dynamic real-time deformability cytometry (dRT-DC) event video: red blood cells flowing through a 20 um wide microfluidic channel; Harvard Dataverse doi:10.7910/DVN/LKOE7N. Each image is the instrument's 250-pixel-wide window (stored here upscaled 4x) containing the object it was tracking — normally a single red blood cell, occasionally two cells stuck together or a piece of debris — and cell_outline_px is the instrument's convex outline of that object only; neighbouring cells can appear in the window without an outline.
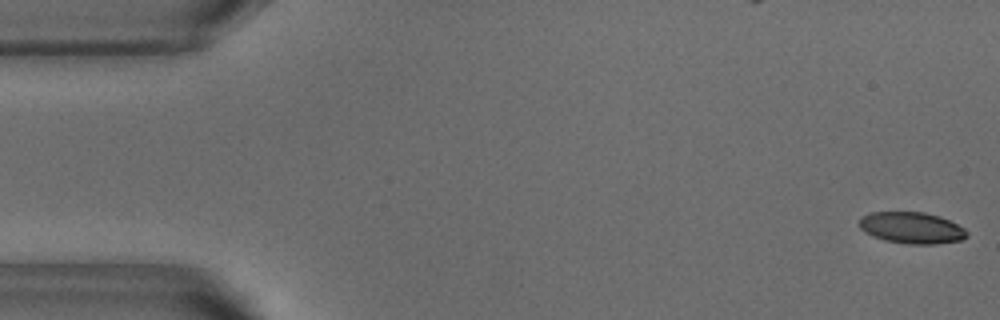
{"species": "common noctule bat (a hibernating species)", "species_latin": "Nyctalus noctula", "temperature_condition": "warm", "stored_images_in_passage": 48, "camera_frame_rate_fps": 3000, "um_per_image_px": 0.085, "animal": {"sex": "male", "body_mass_g": 18.8}, "frame": {"image": 1, "passage_image": 1, "time_ms": 0.0, "image_size_px": [1000, 320], "cell_outline_px": [[968, 236], [960, 240], [932, 244], [908, 244], [884, 240], [872, 236], [864, 232], [860, 228], [860, 220], [864, 216], [872, 212], [924, 212], [940, 216], [964, 228], [968, 232]], "centroid_in_image_um": [77.49, 19.37], "position_along_channel_um": 7.5, "area_um2": 19.59}}
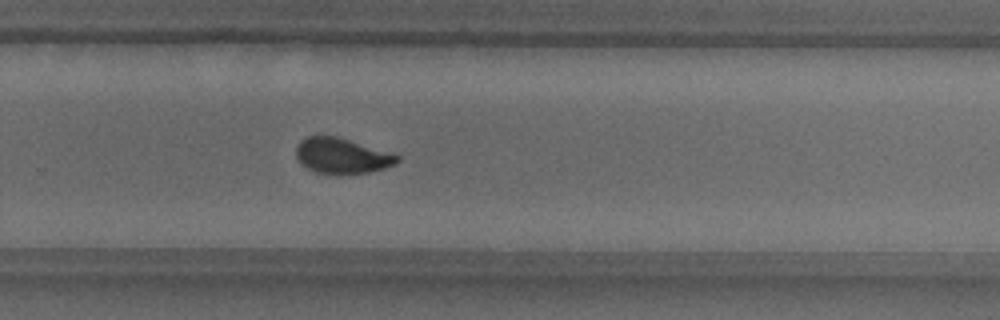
{"frame": {"image": 2, "passage_image": 34, "time_ms": 11.0, "image_size_px": [1000, 320], "cell_outline_px": [[400, 160], [396, 164], [384, 168], [368, 172], [316, 172], [300, 164], [296, 156], [296, 144], [304, 136], [336, 136], [400, 156]], "centroid_in_image_um": [29.01, 13.21], "position_along_channel_um": 300.8, "area_um2": 20.35}}
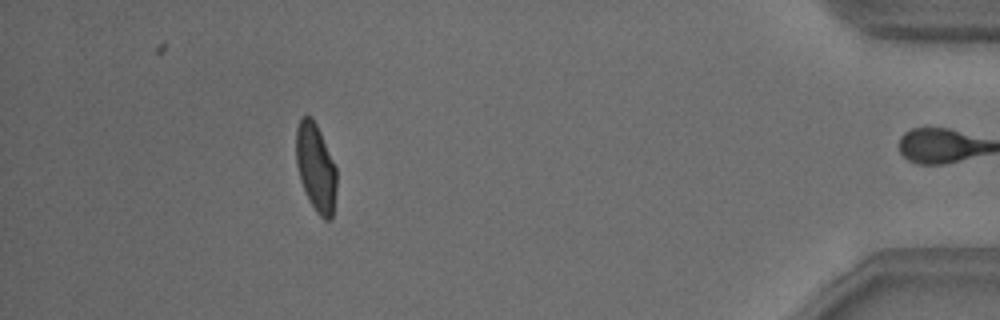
{"frame": {"image": 3, "passage_image": 47, "time_ms": 15.333, "image_size_px": [1000, 320], "cell_outline_px": [[336, 188], [332, 216], [328, 220], [324, 220], [316, 212], [308, 200], [300, 180], [296, 164], [296, 128], [300, 116], [312, 116], [320, 132], [336, 168]], "centroid_in_image_um": [26.82, 14.23], "position_along_channel_um": 408.4, "area_um2": 20.75}, "authors_computed_cell_mechanics": {"area_um2": 21.2704, "velocity_mm_per_s": 3.8217, "shape_relaxation_time_tau1_ms": 3.585, "shape_relaxation_time_tau2_ms": 0.9867, "deformation_change_tau1": 0.1412, "deformation_change_tau2": 0.0692}}